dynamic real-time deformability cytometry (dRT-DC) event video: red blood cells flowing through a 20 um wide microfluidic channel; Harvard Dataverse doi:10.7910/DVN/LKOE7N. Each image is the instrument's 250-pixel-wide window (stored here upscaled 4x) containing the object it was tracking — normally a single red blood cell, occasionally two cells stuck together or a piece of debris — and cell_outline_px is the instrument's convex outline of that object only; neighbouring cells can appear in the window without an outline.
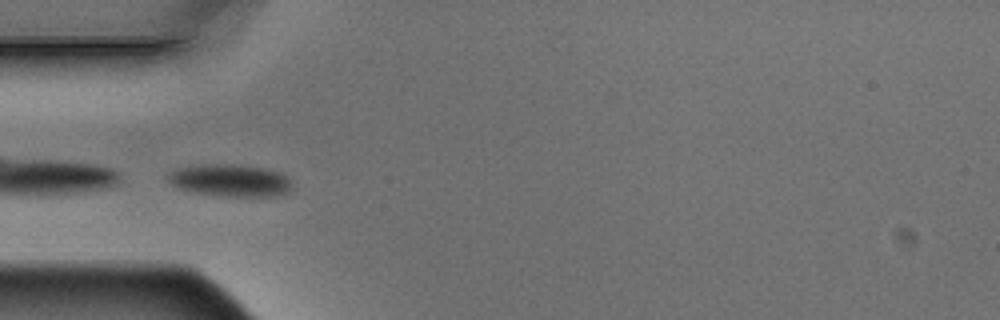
{"species": "Egyptian fruit bat (a non-hibernating species)", "species_latin": "Rousettus aegyptiacus", "temperature_condition": "warm", "stored_images_in_passage": 7, "camera_frame_rate_fps": 3000, "um_per_image_px": 0.085, "animal": {"sex": "male"}, "frame": {"image": 1, "passage_image": 6, "time_ms": 1.667, "image_size_px": [1000, 320], "cell_outline_px": [[292, 188], [288, 192], [276, 196], [216, 196], [192, 192], [176, 188], [164, 176], [168, 172], [176, 168], [200, 164], [240, 164], [264, 168], [280, 172], [288, 176], [292, 180]], "centroid_in_image_um": [19.54, 15.33], "position_along_channel_um": 65.5, "area_um2": 23.99}}
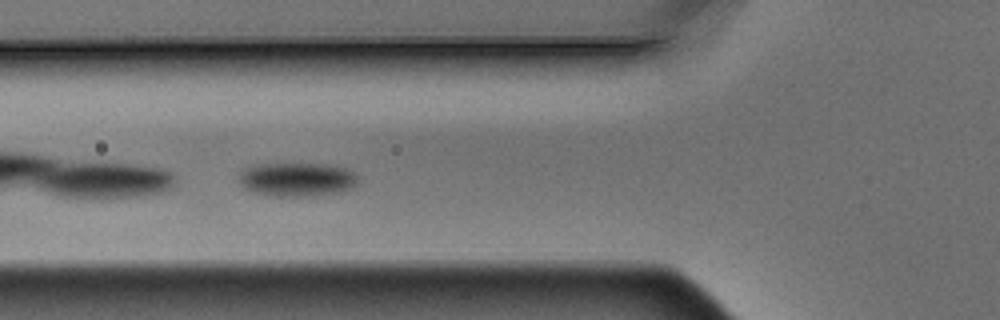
{"frame": {"image": 2, "passage_image": 7, "time_ms": 2.0, "image_size_px": [1000, 320], "cell_outline_px": [[360, 176], [356, 184], [352, 188], [340, 192], [300, 196], [276, 196], [256, 192], [244, 188], [236, 180], [240, 172], [244, 168], [252, 164], [280, 160], [336, 164], [348, 168], [356, 172]], "centroid_in_image_um": [25.23, 15.15], "position_along_channel_um": 100.6, "area_um2": 25.09}}